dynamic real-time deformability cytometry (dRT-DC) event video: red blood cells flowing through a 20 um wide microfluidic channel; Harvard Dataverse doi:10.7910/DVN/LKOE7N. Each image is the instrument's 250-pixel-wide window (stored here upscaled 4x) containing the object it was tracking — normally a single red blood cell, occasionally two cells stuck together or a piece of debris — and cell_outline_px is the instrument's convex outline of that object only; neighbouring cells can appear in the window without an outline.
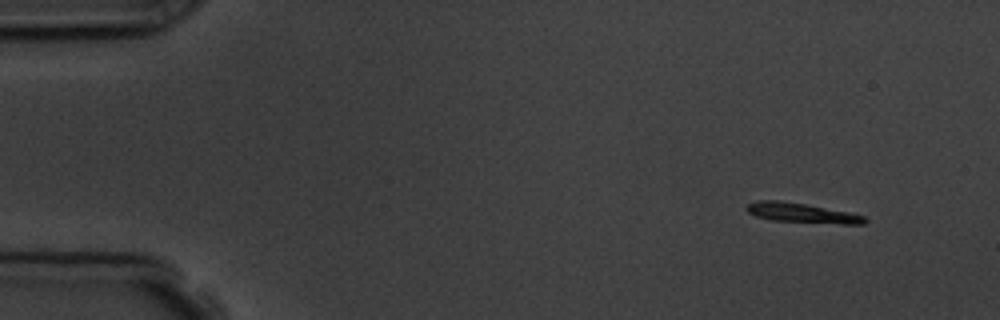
{"species": "common noctule bat (a hibernating species)", "species_latin": "Nyctalus noctula", "temperature_condition": "room temperature", "stored_images_in_passage": 4, "camera_frame_rate_fps": 3000, "um_per_image_px": 0.085, "animal": {"sex": "male", "body_mass_g": 19.5, "forearm_length_mm": 54.6}, "frame": {"image": 1, "passage_image": 1, "time_ms": 0.0, "image_size_px": [1000, 320], "cell_outline_px": [[868, 220], [864, 224], [840, 224], [772, 220], [756, 216], [748, 212], [744, 208], [748, 204], [756, 200], [780, 200], [804, 204], [848, 212], [864, 216]], "centroid_in_image_um": [68.13, 18.1], "position_along_channel_um": 16.9, "area_um2": 13.47}}
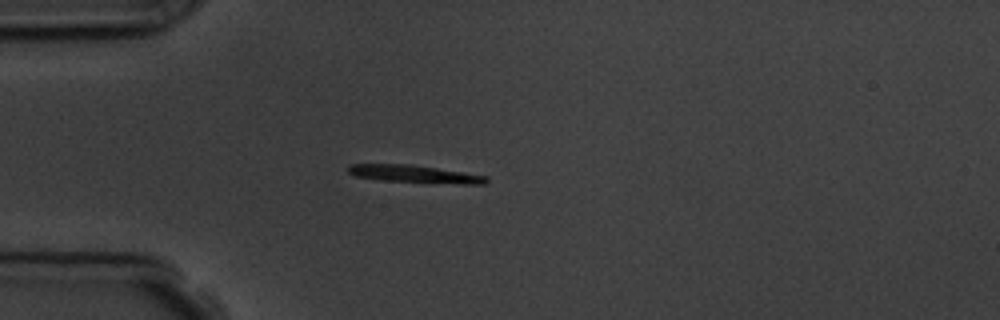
{"frame": {"image": 2, "passage_image": 4, "time_ms": 3.333, "image_size_px": [1000, 320], "cell_outline_px": [[488, 180], [484, 184], [428, 184], [384, 180], [352, 176], [348, 172], [348, 164], [408, 164], [464, 172], [488, 176]], "centroid_in_image_um": [35.26, 14.81], "position_along_channel_um": 49.7, "area_um2": 14.51}}